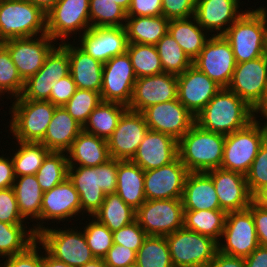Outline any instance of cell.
<instances>
[{
    "label": "cell",
    "mask_w": 267,
    "mask_h": 267,
    "mask_svg": "<svg viewBox=\"0 0 267 267\" xmlns=\"http://www.w3.org/2000/svg\"><path fill=\"white\" fill-rule=\"evenodd\" d=\"M77 90L71 74L56 81L52 87L49 101L56 107H63Z\"/></svg>",
    "instance_id": "obj_56"
},
{
    "label": "cell",
    "mask_w": 267,
    "mask_h": 267,
    "mask_svg": "<svg viewBox=\"0 0 267 267\" xmlns=\"http://www.w3.org/2000/svg\"><path fill=\"white\" fill-rule=\"evenodd\" d=\"M80 213V196L67 177L59 185L43 192L40 221H37V224L34 223L33 231L36 234L40 233L45 228L44 221L52 220V223L53 221L60 223L71 218L74 220L73 217L81 216Z\"/></svg>",
    "instance_id": "obj_17"
},
{
    "label": "cell",
    "mask_w": 267,
    "mask_h": 267,
    "mask_svg": "<svg viewBox=\"0 0 267 267\" xmlns=\"http://www.w3.org/2000/svg\"><path fill=\"white\" fill-rule=\"evenodd\" d=\"M168 23L163 15L127 17L125 29L128 42L156 45L168 32Z\"/></svg>",
    "instance_id": "obj_33"
},
{
    "label": "cell",
    "mask_w": 267,
    "mask_h": 267,
    "mask_svg": "<svg viewBox=\"0 0 267 267\" xmlns=\"http://www.w3.org/2000/svg\"><path fill=\"white\" fill-rule=\"evenodd\" d=\"M240 3V0H197L194 17L204 30L215 32L213 36H223L246 11L239 9Z\"/></svg>",
    "instance_id": "obj_26"
},
{
    "label": "cell",
    "mask_w": 267,
    "mask_h": 267,
    "mask_svg": "<svg viewBox=\"0 0 267 267\" xmlns=\"http://www.w3.org/2000/svg\"><path fill=\"white\" fill-rule=\"evenodd\" d=\"M193 65L214 80L220 87L227 88L232 80L236 61L230 43L224 36H211Z\"/></svg>",
    "instance_id": "obj_13"
},
{
    "label": "cell",
    "mask_w": 267,
    "mask_h": 267,
    "mask_svg": "<svg viewBox=\"0 0 267 267\" xmlns=\"http://www.w3.org/2000/svg\"><path fill=\"white\" fill-rule=\"evenodd\" d=\"M68 167L66 152L50 151L35 174L41 190H51L63 182L68 177Z\"/></svg>",
    "instance_id": "obj_41"
},
{
    "label": "cell",
    "mask_w": 267,
    "mask_h": 267,
    "mask_svg": "<svg viewBox=\"0 0 267 267\" xmlns=\"http://www.w3.org/2000/svg\"><path fill=\"white\" fill-rule=\"evenodd\" d=\"M227 88L255 110L263 101L267 90V54L236 64Z\"/></svg>",
    "instance_id": "obj_15"
},
{
    "label": "cell",
    "mask_w": 267,
    "mask_h": 267,
    "mask_svg": "<svg viewBox=\"0 0 267 267\" xmlns=\"http://www.w3.org/2000/svg\"><path fill=\"white\" fill-rule=\"evenodd\" d=\"M60 44L68 51L70 74L76 87L100 93L103 81V63L86 54L74 43L65 41Z\"/></svg>",
    "instance_id": "obj_27"
},
{
    "label": "cell",
    "mask_w": 267,
    "mask_h": 267,
    "mask_svg": "<svg viewBox=\"0 0 267 267\" xmlns=\"http://www.w3.org/2000/svg\"><path fill=\"white\" fill-rule=\"evenodd\" d=\"M78 42L81 50L103 64L127 52L129 44L125 27H91L79 36Z\"/></svg>",
    "instance_id": "obj_22"
},
{
    "label": "cell",
    "mask_w": 267,
    "mask_h": 267,
    "mask_svg": "<svg viewBox=\"0 0 267 267\" xmlns=\"http://www.w3.org/2000/svg\"><path fill=\"white\" fill-rule=\"evenodd\" d=\"M184 210H222L214 182L206 172H189L182 196Z\"/></svg>",
    "instance_id": "obj_28"
},
{
    "label": "cell",
    "mask_w": 267,
    "mask_h": 267,
    "mask_svg": "<svg viewBox=\"0 0 267 267\" xmlns=\"http://www.w3.org/2000/svg\"><path fill=\"white\" fill-rule=\"evenodd\" d=\"M89 1L58 0L55 6L46 13L47 34L56 43L61 38L59 43H62L67 38L70 40L71 34L79 32L81 35L90 29Z\"/></svg>",
    "instance_id": "obj_11"
},
{
    "label": "cell",
    "mask_w": 267,
    "mask_h": 267,
    "mask_svg": "<svg viewBox=\"0 0 267 267\" xmlns=\"http://www.w3.org/2000/svg\"><path fill=\"white\" fill-rule=\"evenodd\" d=\"M103 260L107 267H132L136 263V252L113 243Z\"/></svg>",
    "instance_id": "obj_55"
},
{
    "label": "cell",
    "mask_w": 267,
    "mask_h": 267,
    "mask_svg": "<svg viewBox=\"0 0 267 267\" xmlns=\"http://www.w3.org/2000/svg\"><path fill=\"white\" fill-rule=\"evenodd\" d=\"M55 42L48 34H43L38 37L10 39L2 44L10 53L19 75L25 81L42 68L46 56L55 47Z\"/></svg>",
    "instance_id": "obj_14"
},
{
    "label": "cell",
    "mask_w": 267,
    "mask_h": 267,
    "mask_svg": "<svg viewBox=\"0 0 267 267\" xmlns=\"http://www.w3.org/2000/svg\"><path fill=\"white\" fill-rule=\"evenodd\" d=\"M136 220L147 236H167L184 227L182 198L146 200L136 210Z\"/></svg>",
    "instance_id": "obj_10"
},
{
    "label": "cell",
    "mask_w": 267,
    "mask_h": 267,
    "mask_svg": "<svg viewBox=\"0 0 267 267\" xmlns=\"http://www.w3.org/2000/svg\"><path fill=\"white\" fill-rule=\"evenodd\" d=\"M24 224L0 222V256L3 258L25 252L37 241L33 228Z\"/></svg>",
    "instance_id": "obj_38"
},
{
    "label": "cell",
    "mask_w": 267,
    "mask_h": 267,
    "mask_svg": "<svg viewBox=\"0 0 267 267\" xmlns=\"http://www.w3.org/2000/svg\"><path fill=\"white\" fill-rule=\"evenodd\" d=\"M263 145V124L256 118L246 127L225 136L222 169L246 175Z\"/></svg>",
    "instance_id": "obj_9"
},
{
    "label": "cell",
    "mask_w": 267,
    "mask_h": 267,
    "mask_svg": "<svg viewBox=\"0 0 267 267\" xmlns=\"http://www.w3.org/2000/svg\"><path fill=\"white\" fill-rule=\"evenodd\" d=\"M177 89L179 102L196 117L222 87L192 64L177 76Z\"/></svg>",
    "instance_id": "obj_21"
},
{
    "label": "cell",
    "mask_w": 267,
    "mask_h": 267,
    "mask_svg": "<svg viewBox=\"0 0 267 267\" xmlns=\"http://www.w3.org/2000/svg\"><path fill=\"white\" fill-rule=\"evenodd\" d=\"M69 166L95 167L110 158L107 140L82 131L66 152Z\"/></svg>",
    "instance_id": "obj_30"
},
{
    "label": "cell",
    "mask_w": 267,
    "mask_h": 267,
    "mask_svg": "<svg viewBox=\"0 0 267 267\" xmlns=\"http://www.w3.org/2000/svg\"><path fill=\"white\" fill-rule=\"evenodd\" d=\"M18 149L10 155L15 177L35 175L50 152L42 143L17 141ZM14 154V155H13Z\"/></svg>",
    "instance_id": "obj_39"
},
{
    "label": "cell",
    "mask_w": 267,
    "mask_h": 267,
    "mask_svg": "<svg viewBox=\"0 0 267 267\" xmlns=\"http://www.w3.org/2000/svg\"><path fill=\"white\" fill-rule=\"evenodd\" d=\"M83 131L64 107H56L42 143L49 151L67 152L76 137Z\"/></svg>",
    "instance_id": "obj_29"
},
{
    "label": "cell",
    "mask_w": 267,
    "mask_h": 267,
    "mask_svg": "<svg viewBox=\"0 0 267 267\" xmlns=\"http://www.w3.org/2000/svg\"><path fill=\"white\" fill-rule=\"evenodd\" d=\"M0 156V189L12 187L15 180L12 159Z\"/></svg>",
    "instance_id": "obj_59"
},
{
    "label": "cell",
    "mask_w": 267,
    "mask_h": 267,
    "mask_svg": "<svg viewBox=\"0 0 267 267\" xmlns=\"http://www.w3.org/2000/svg\"><path fill=\"white\" fill-rule=\"evenodd\" d=\"M213 180L219 205L226 213L248 209L253 201L246 175L217 168L206 172Z\"/></svg>",
    "instance_id": "obj_24"
},
{
    "label": "cell",
    "mask_w": 267,
    "mask_h": 267,
    "mask_svg": "<svg viewBox=\"0 0 267 267\" xmlns=\"http://www.w3.org/2000/svg\"><path fill=\"white\" fill-rule=\"evenodd\" d=\"M209 267H246V265L244 258L224 255L218 251Z\"/></svg>",
    "instance_id": "obj_60"
},
{
    "label": "cell",
    "mask_w": 267,
    "mask_h": 267,
    "mask_svg": "<svg viewBox=\"0 0 267 267\" xmlns=\"http://www.w3.org/2000/svg\"><path fill=\"white\" fill-rule=\"evenodd\" d=\"M101 102L103 101L99 92L77 88L63 107L80 125L84 126L91 112Z\"/></svg>",
    "instance_id": "obj_46"
},
{
    "label": "cell",
    "mask_w": 267,
    "mask_h": 267,
    "mask_svg": "<svg viewBox=\"0 0 267 267\" xmlns=\"http://www.w3.org/2000/svg\"><path fill=\"white\" fill-rule=\"evenodd\" d=\"M120 5L126 12L129 10L132 0H113Z\"/></svg>",
    "instance_id": "obj_67"
},
{
    "label": "cell",
    "mask_w": 267,
    "mask_h": 267,
    "mask_svg": "<svg viewBox=\"0 0 267 267\" xmlns=\"http://www.w3.org/2000/svg\"><path fill=\"white\" fill-rule=\"evenodd\" d=\"M68 179L80 196L81 215L92 217L102 205L106 194L116 193L117 159L95 167L69 166Z\"/></svg>",
    "instance_id": "obj_2"
},
{
    "label": "cell",
    "mask_w": 267,
    "mask_h": 267,
    "mask_svg": "<svg viewBox=\"0 0 267 267\" xmlns=\"http://www.w3.org/2000/svg\"><path fill=\"white\" fill-rule=\"evenodd\" d=\"M226 214L224 210H184V227L219 243Z\"/></svg>",
    "instance_id": "obj_37"
},
{
    "label": "cell",
    "mask_w": 267,
    "mask_h": 267,
    "mask_svg": "<svg viewBox=\"0 0 267 267\" xmlns=\"http://www.w3.org/2000/svg\"><path fill=\"white\" fill-rule=\"evenodd\" d=\"M263 144L267 146V125L263 124Z\"/></svg>",
    "instance_id": "obj_68"
},
{
    "label": "cell",
    "mask_w": 267,
    "mask_h": 267,
    "mask_svg": "<svg viewBox=\"0 0 267 267\" xmlns=\"http://www.w3.org/2000/svg\"><path fill=\"white\" fill-rule=\"evenodd\" d=\"M178 157V141L168 134L148 130L131 161L144 171L170 164Z\"/></svg>",
    "instance_id": "obj_25"
},
{
    "label": "cell",
    "mask_w": 267,
    "mask_h": 267,
    "mask_svg": "<svg viewBox=\"0 0 267 267\" xmlns=\"http://www.w3.org/2000/svg\"><path fill=\"white\" fill-rule=\"evenodd\" d=\"M112 233L113 243L128 247L136 253L147 237L144 229L139 225L137 220Z\"/></svg>",
    "instance_id": "obj_50"
},
{
    "label": "cell",
    "mask_w": 267,
    "mask_h": 267,
    "mask_svg": "<svg viewBox=\"0 0 267 267\" xmlns=\"http://www.w3.org/2000/svg\"><path fill=\"white\" fill-rule=\"evenodd\" d=\"M56 81L47 78H28L24 88L16 100L49 101L52 87Z\"/></svg>",
    "instance_id": "obj_51"
},
{
    "label": "cell",
    "mask_w": 267,
    "mask_h": 267,
    "mask_svg": "<svg viewBox=\"0 0 267 267\" xmlns=\"http://www.w3.org/2000/svg\"><path fill=\"white\" fill-rule=\"evenodd\" d=\"M188 173L179 157L170 164L144 171L146 200L182 198Z\"/></svg>",
    "instance_id": "obj_20"
},
{
    "label": "cell",
    "mask_w": 267,
    "mask_h": 267,
    "mask_svg": "<svg viewBox=\"0 0 267 267\" xmlns=\"http://www.w3.org/2000/svg\"><path fill=\"white\" fill-rule=\"evenodd\" d=\"M69 74L70 62L68 51L59 43L46 56L42 68L29 78H47L58 81Z\"/></svg>",
    "instance_id": "obj_47"
},
{
    "label": "cell",
    "mask_w": 267,
    "mask_h": 267,
    "mask_svg": "<svg viewBox=\"0 0 267 267\" xmlns=\"http://www.w3.org/2000/svg\"><path fill=\"white\" fill-rule=\"evenodd\" d=\"M249 192L254 196L267 185V146L262 145L256 155L250 170L246 174Z\"/></svg>",
    "instance_id": "obj_49"
},
{
    "label": "cell",
    "mask_w": 267,
    "mask_h": 267,
    "mask_svg": "<svg viewBox=\"0 0 267 267\" xmlns=\"http://www.w3.org/2000/svg\"><path fill=\"white\" fill-rule=\"evenodd\" d=\"M244 261L246 267H267V247L259 245Z\"/></svg>",
    "instance_id": "obj_61"
},
{
    "label": "cell",
    "mask_w": 267,
    "mask_h": 267,
    "mask_svg": "<svg viewBox=\"0 0 267 267\" xmlns=\"http://www.w3.org/2000/svg\"><path fill=\"white\" fill-rule=\"evenodd\" d=\"M32 2L35 6L39 7L44 13L49 12L58 0H28Z\"/></svg>",
    "instance_id": "obj_63"
},
{
    "label": "cell",
    "mask_w": 267,
    "mask_h": 267,
    "mask_svg": "<svg viewBox=\"0 0 267 267\" xmlns=\"http://www.w3.org/2000/svg\"><path fill=\"white\" fill-rule=\"evenodd\" d=\"M136 79L127 52L111 58L103 64V81L100 91L102 101L117 102L128 106Z\"/></svg>",
    "instance_id": "obj_16"
},
{
    "label": "cell",
    "mask_w": 267,
    "mask_h": 267,
    "mask_svg": "<svg viewBox=\"0 0 267 267\" xmlns=\"http://www.w3.org/2000/svg\"><path fill=\"white\" fill-rule=\"evenodd\" d=\"M193 19V20H192ZM168 33L175 39L184 53L193 61L204 48L210 38L207 31L198 23L196 18L169 20Z\"/></svg>",
    "instance_id": "obj_32"
},
{
    "label": "cell",
    "mask_w": 267,
    "mask_h": 267,
    "mask_svg": "<svg viewBox=\"0 0 267 267\" xmlns=\"http://www.w3.org/2000/svg\"><path fill=\"white\" fill-rule=\"evenodd\" d=\"M162 15V0H132L127 17Z\"/></svg>",
    "instance_id": "obj_57"
},
{
    "label": "cell",
    "mask_w": 267,
    "mask_h": 267,
    "mask_svg": "<svg viewBox=\"0 0 267 267\" xmlns=\"http://www.w3.org/2000/svg\"><path fill=\"white\" fill-rule=\"evenodd\" d=\"M89 16L91 27H125L127 12L113 0H90Z\"/></svg>",
    "instance_id": "obj_44"
},
{
    "label": "cell",
    "mask_w": 267,
    "mask_h": 267,
    "mask_svg": "<svg viewBox=\"0 0 267 267\" xmlns=\"http://www.w3.org/2000/svg\"><path fill=\"white\" fill-rule=\"evenodd\" d=\"M254 109L228 88H222L195 117L203 130L229 135L254 120Z\"/></svg>",
    "instance_id": "obj_1"
},
{
    "label": "cell",
    "mask_w": 267,
    "mask_h": 267,
    "mask_svg": "<svg viewBox=\"0 0 267 267\" xmlns=\"http://www.w3.org/2000/svg\"><path fill=\"white\" fill-rule=\"evenodd\" d=\"M248 210L252 213L255 222L259 244L267 247V209L252 201Z\"/></svg>",
    "instance_id": "obj_58"
},
{
    "label": "cell",
    "mask_w": 267,
    "mask_h": 267,
    "mask_svg": "<svg viewBox=\"0 0 267 267\" xmlns=\"http://www.w3.org/2000/svg\"><path fill=\"white\" fill-rule=\"evenodd\" d=\"M144 115L150 130L168 134L179 141L195 124V117L178 98L146 108Z\"/></svg>",
    "instance_id": "obj_18"
},
{
    "label": "cell",
    "mask_w": 267,
    "mask_h": 267,
    "mask_svg": "<svg viewBox=\"0 0 267 267\" xmlns=\"http://www.w3.org/2000/svg\"><path fill=\"white\" fill-rule=\"evenodd\" d=\"M225 135L194 124L178 141V157L189 172H208L221 167Z\"/></svg>",
    "instance_id": "obj_4"
},
{
    "label": "cell",
    "mask_w": 267,
    "mask_h": 267,
    "mask_svg": "<svg viewBox=\"0 0 267 267\" xmlns=\"http://www.w3.org/2000/svg\"><path fill=\"white\" fill-rule=\"evenodd\" d=\"M43 34H47L46 13L39 7L28 0H0L1 43Z\"/></svg>",
    "instance_id": "obj_5"
},
{
    "label": "cell",
    "mask_w": 267,
    "mask_h": 267,
    "mask_svg": "<svg viewBox=\"0 0 267 267\" xmlns=\"http://www.w3.org/2000/svg\"><path fill=\"white\" fill-rule=\"evenodd\" d=\"M155 47L165 73L178 76L193 64V61L168 32L158 41Z\"/></svg>",
    "instance_id": "obj_43"
},
{
    "label": "cell",
    "mask_w": 267,
    "mask_h": 267,
    "mask_svg": "<svg viewBox=\"0 0 267 267\" xmlns=\"http://www.w3.org/2000/svg\"><path fill=\"white\" fill-rule=\"evenodd\" d=\"M10 133L16 141L40 143L56 106L50 101L12 100Z\"/></svg>",
    "instance_id": "obj_6"
},
{
    "label": "cell",
    "mask_w": 267,
    "mask_h": 267,
    "mask_svg": "<svg viewBox=\"0 0 267 267\" xmlns=\"http://www.w3.org/2000/svg\"><path fill=\"white\" fill-rule=\"evenodd\" d=\"M98 222L115 232L136 220V211L117 194H106L99 210L93 215Z\"/></svg>",
    "instance_id": "obj_36"
},
{
    "label": "cell",
    "mask_w": 267,
    "mask_h": 267,
    "mask_svg": "<svg viewBox=\"0 0 267 267\" xmlns=\"http://www.w3.org/2000/svg\"><path fill=\"white\" fill-rule=\"evenodd\" d=\"M148 130L144 115L127 109L107 140L110 158L131 160Z\"/></svg>",
    "instance_id": "obj_19"
},
{
    "label": "cell",
    "mask_w": 267,
    "mask_h": 267,
    "mask_svg": "<svg viewBox=\"0 0 267 267\" xmlns=\"http://www.w3.org/2000/svg\"><path fill=\"white\" fill-rule=\"evenodd\" d=\"M51 228L47 226L38 233L37 241L52 257L70 267H80L95 259L81 228L79 231L77 228Z\"/></svg>",
    "instance_id": "obj_8"
},
{
    "label": "cell",
    "mask_w": 267,
    "mask_h": 267,
    "mask_svg": "<svg viewBox=\"0 0 267 267\" xmlns=\"http://www.w3.org/2000/svg\"><path fill=\"white\" fill-rule=\"evenodd\" d=\"M80 267H107L106 264L104 263L103 259H97L95 258L93 261L84 264L83 266Z\"/></svg>",
    "instance_id": "obj_66"
},
{
    "label": "cell",
    "mask_w": 267,
    "mask_h": 267,
    "mask_svg": "<svg viewBox=\"0 0 267 267\" xmlns=\"http://www.w3.org/2000/svg\"><path fill=\"white\" fill-rule=\"evenodd\" d=\"M18 209L21 217L24 220L39 221L41 214L43 191L37 181L35 175H24L15 177L12 186Z\"/></svg>",
    "instance_id": "obj_34"
},
{
    "label": "cell",
    "mask_w": 267,
    "mask_h": 267,
    "mask_svg": "<svg viewBox=\"0 0 267 267\" xmlns=\"http://www.w3.org/2000/svg\"><path fill=\"white\" fill-rule=\"evenodd\" d=\"M174 267H209L218 242L185 227L165 236Z\"/></svg>",
    "instance_id": "obj_7"
},
{
    "label": "cell",
    "mask_w": 267,
    "mask_h": 267,
    "mask_svg": "<svg viewBox=\"0 0 267 267\" xmlns=\"http://www.w3.org/2000/svg\"><path fill=\"white\" fill-rule=\"evenodd\" d=\"M24 88V80L18 73L11 55L6 47L0 44V97L7 93L11 98H18Z\"/></svg>",
    "instance_id": "obj_45"
},
{
    "label": "cell",
    "mask_w": 267,
    "mask_h": 267,
    "mask_svg": "<svg viewBox=\"0 0 267 267\" xmlns=\"http://www.w3.org/2000/svg\"><path fill=\"white\" fill-rule=\"evenodd\" d=\"M196 2L197 0H162V15L168 20L193 17Z\"/></svg>",
    "instance_id": "obj_54"
},
{
    "label": "cell",
    "mask_w": 267,
    "mask_h": 267,
    "mask_svg": "<svg viewBox=\"0 0 267 267\" xmlns=\"http://www.w3.org/2000/svg\"><path fill=\"white\" fill-rule=\"evenodd\" d=\"M45 252V254H44ZM43 253V267H70L66 263L52 257L46 250Z\"/></svg>",
    "instance_id": "obj_62"
},
{
    "label": "cell",
    "mask_w": 267,
    "mask_h": 267,
    "mask_svg": "<svg viewBox=\"0 0 267 267\" xmlns=\"http://www.w3.org/2000/svg\"><path fill=\"white\" fill-rule=\"evenodd\" d=\"M177 76L161 73L136 79L128 109L143 112L146 108L177 99Z\"/></svg>",
    "instance_id": "obj_23"
},
{
    "label": "cell",
    "mask_w": 267,
    "mask_h": 267,
    "mask_svg": "<svg viewBox=\"0 0 267 267\" xmlns=\"http://www.w3.org/2000/svg\"><path fill=\"white\" fill-rule=\"evenodd\" d=\"M38 244L36 241L25 252L6 257L0 267H43V254L40 255L41 250H39L42 248H39Z\"/></svg>",
    "instance_id": "obj_53"
},
{
    "label": "cell",
    "mask_w": 267,
    "mask_h": 267,
    "mask_svg": "<svg viewBox=\"0 0 267 267\" xmlns=\"http://www.w3.org/2000/svg\"><path fill=\"white\" fill-rule=\"evenodd\" d=\"M258 113L261 115V117L263 115V118H265L267 120V90H266V94L264 96L263 101L254 110V116H256L254 118H257ZM262 124L267 125V121L265 123L262 122Z\"/></svg>",
    "instance_id": "obj_65"
},
{
    "label": "cell",
    "mask_w": 267,
    "mask_h": 267,
    "mask_svg": "<svg viewBox=\"0 0 267 267\" xmlns=\"http://www.w3.org/2000/svg\"><path fill=\"white\" fill-rule=\"evenodd\" d=\"M127 109L121 103L103 101L91 112L83 131L108 140Z\"/></svg>",
    "instance_id": "obj_35"
},
{
    "label": "cell",
    "mask_w": 267,
    "mask_h": 267,
    "mask_svg": "<svg viewBox=\"0 0 267 267\" xmlns=\"http://www.w3.org/2000/svg\"><path fill=\"white\" fill-rule=\"evenodd\" d=\"M223 36L231 45L236 64L266 55L267 9H247Z\"/></svg>",
    "instance_id": "obj_3"
},
{
    "label": "cell",
    "mask_w": 267,
    "mask_h": 267,
    "mask_svg": "<svg viewBox=\"0 0 267 267\" xmlns=\"http://www.w3.org/2000/svg\"><path fill=\"white\" fill-rule=\"evenodd\" d=\"M253 201L267 209V185L261 188L254 196Z\"/></svg>",
    "instance_id": "obj_64"
},
{
    "label": "cell",
    "mask_w": 267,
    "mask_h": 267,
    "mask_svg": "<svg viewBox=\"0 0 267 267\" xmlns=\"http://www.w3.org/2000/svg\"><path fill=\"white\" fill-rule=\"evenodd\" d=\"M259 245L252 213L248 209L228 212L218 251L224 255L245 258Z\"/></svg>",
    "instance_id": "obj_12"
},
{
    "label": "cell",
    "mask_w": 267,
    "mask_h": 267,
    "mask_svg": "<svg viewBox=\"0 0 267 267\" xmlns=\"http://www.w3.org/2000/svg\"><path fill=\"white\" fill-rule=\"evenodd\" d=\"M116 193L135 211L146 201L144 170L131 160L117 159Z\"/></svg>",
    "instance_id": "obj_31"
},
{
    "label": "cell",
    "mask_w": 267,
    "mask_h": 267,
    "mask_svg": "<svg viewBox=\"0 0 267 267\" xmlns=\"http://www.w3.org/2000/svg\"><path fill=\"white\" fill-rule=\"evenodd\" d=\"M91 218L92 220H89V223L82 228L84 236L94 257L103 259L113 246V233L95 218Z\"/></svg>",
    "instance_id": "obj_48"
},
{
    "label": "cell",
    "mask_w": 267,
    "mask_h": 267,
    "mask_svg": "<svg viewBox=\"0 0 267 267\" xmlns=\"http://www.w3.org/2000/svg\"><path fill=\"white\" fill-rule=\"evenodd\" d=\"M127 53L136 78L164 73L155 45L129 43Z\"/></svg>",
    "instance_id": "obj_42"
},
{
    "label": "cell",
    "mask_w": 267,
    "mask_h": 267,
    "mask_svg": "<svg viewBox=\"0 0 267 267\" xmlns=\"http://www.w3.org/2000/svg\"><path fill=\"white\" fill-rule=\"evenodd\" d=\"M136 267H174L165 236H147L136 253Z\"/></svg>",
    "instance_id": "obj_40"
},
{
    "label": "cell",
    "mask_w": 267,
    "mask_h": 267,
    "mask_svg": "<svg viewBox=\"0 0 267 267\" xmlns=\"http://www.w3.org/2000/svg\"><path fill=\"white\" fill-rule=\"evenodd\" d=\"M0 222L24 224L18 209L16 196L12 187L0 189Z\"/></svg>",
    "instance_id": "obj_52"
}]
</instances>
